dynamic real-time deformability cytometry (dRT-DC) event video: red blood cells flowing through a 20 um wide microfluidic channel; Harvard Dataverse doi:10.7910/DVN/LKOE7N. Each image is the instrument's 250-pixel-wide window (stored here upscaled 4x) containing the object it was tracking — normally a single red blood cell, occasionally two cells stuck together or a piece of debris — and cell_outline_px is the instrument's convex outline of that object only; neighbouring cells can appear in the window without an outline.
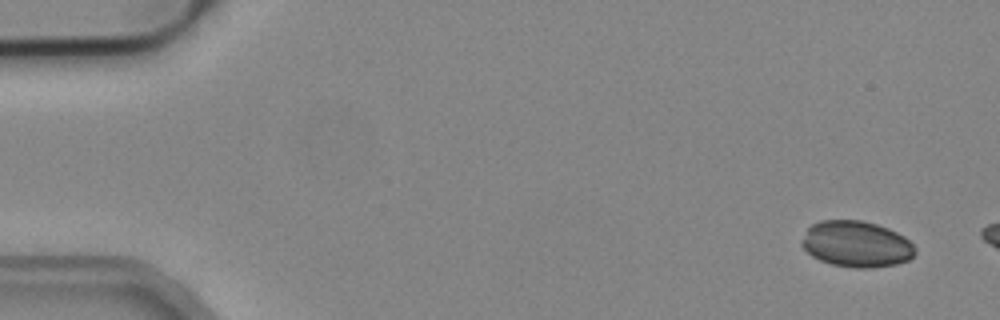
{"species": "common noctule bat (a hibernating species)", "species_latin": "Nyctalus noctula", "temperature_condition": "cold", "stored_images_in_passage": 2, "camera_frame_rate_fps": 3000, "um_per_image_px": 0.085, "animal": {"sex": "male", "body_mass_g": 19.2, "forearm_length_mm": 51.8}, "frame": {"image": 1, "passage_image": 1, "time_ms": 0.0, "image_size_px": [1000, 320], "cell_outline_px": [[916, 252], [908, 260], [896, 264], [872, 268], [856, 268], [832, 264], [820, 260], [812, 256], [800, 244], [800, 240], [808, 228], [812, 224], [820, 220], [860, 220], [876, 224], [888, 228], [904, 236], [916, 248]], "centroid_in_image_um": [72.78, 20.74], "position_along_channel_um": 12.2, "area_um2": 30.52}}